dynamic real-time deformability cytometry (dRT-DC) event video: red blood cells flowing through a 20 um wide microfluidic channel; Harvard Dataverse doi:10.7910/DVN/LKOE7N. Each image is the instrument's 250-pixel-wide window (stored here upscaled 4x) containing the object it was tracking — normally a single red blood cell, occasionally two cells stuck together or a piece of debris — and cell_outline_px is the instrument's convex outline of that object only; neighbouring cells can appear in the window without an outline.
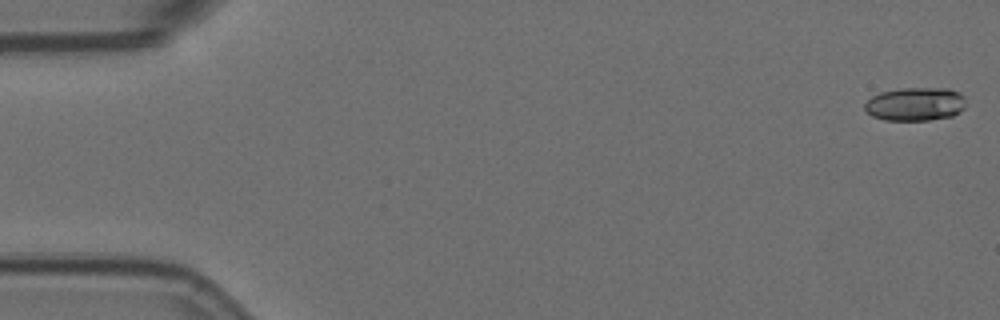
{"species": "Egyptian fruit bat (a non-hibernating species)", "species_latin": "Rousettus aegyptiacus", "temperature_condition": "room temperature", "stored_images_in_passage": 7, "segment_of_instrument_passage": [2, 2], "camera_frame_rate_fps": 3000, "um_per_image_px": 0.085, "animal": {"sex": "female"}, "frame": {"image": 1, "passage_image": 7, "time_ms": 2.0, "image_size_px": [1000, 320], "cell_outline_px": [[964, 108], [960, 112], [952, 116], [928, 120], [884, 120], [872, 116], [864, 108], [864, 104], [872, 96], [880, 92], [900, 88], [948, 88], [960, 92], [964, 96]], "centroid_in_image_um": [77.81, 8.84], "position_along_channel_um": 7.2, "area_um2": 19.83}}